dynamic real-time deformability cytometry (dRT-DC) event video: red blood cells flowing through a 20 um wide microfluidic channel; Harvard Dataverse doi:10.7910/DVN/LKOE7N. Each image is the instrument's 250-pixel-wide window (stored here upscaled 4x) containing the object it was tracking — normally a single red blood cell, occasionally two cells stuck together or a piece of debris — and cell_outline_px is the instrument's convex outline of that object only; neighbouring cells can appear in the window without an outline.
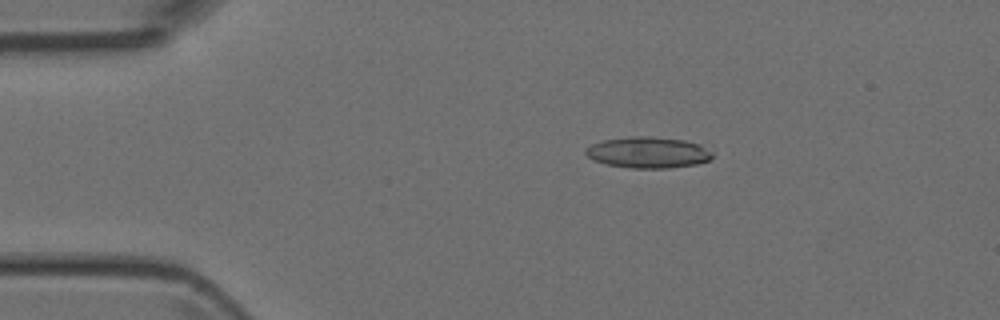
{"species": "Egyptian fruit bat (a non-hibernating species)", "species_latin": "Rousettus aegyptiacus", "temperature_condition": "room temperature", "stored_images_in_passage": 7, "camera_frame_rate_fps": 3000, "um_per_image_px": 0.085, "animal": {"sex": "female"}, "frame": {"image": 1, "passage_image": 2, "time_ms": 1.333, "image_size_px": [1000, 320], "cell_outline_px": [[712, 160], [696, 164], [668, 168], [632, 168], [604, 164], [588, 156], [584, 152], [584, 148], [592, 144], [604, 140], [632, 136], [648, 136], [684, 140], [700, 144], [712, 152]], "centroid_in_image_um": [55.09, 12.96], "position_along_channel_um": 29.9, "area_um2": 23.0}}
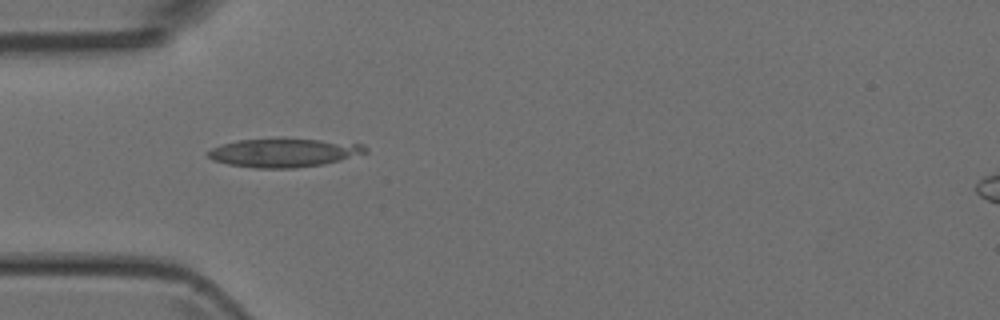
{"frame": {"image": 2, "passage_image": 4, "time_ms": 3.333, "image_size_px": [1000, 320], "cell_outline_px": [[368, 152], [340, 160], [324, 164], [296, 168], [256, 168], [228, 164], [212, 160], [204, 152], [220, 144], [236, 140], [320, 140], [364, 144], [368, 148]], "centroid_in_image_um": [24.1, 13.0], "position_along_channel_um": 60.9, "area_um2": 25.89}}
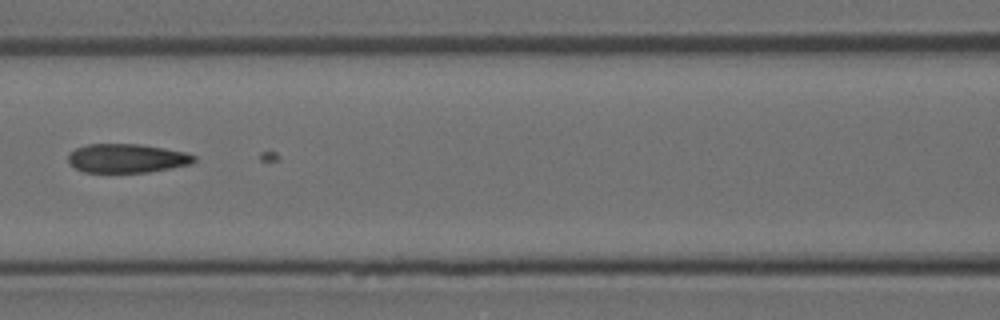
{"frame": {"image": 3, "passage_image": 6, "time_ms": 5.667, "image_size_px": [1000, 320], "cell_outline_px": [[196, 160], [192, 164], [148, 172], [84, 172], [76, 168], [68, 160], [68, 152], [76, 148], [88, 144], [140, 144], [164, 148], [184, 152], [196, 156]], "centroid_in_image_um": [10.79, 13.45], "position_along_channel_um": 155.8, "area_um2": 21.15}}